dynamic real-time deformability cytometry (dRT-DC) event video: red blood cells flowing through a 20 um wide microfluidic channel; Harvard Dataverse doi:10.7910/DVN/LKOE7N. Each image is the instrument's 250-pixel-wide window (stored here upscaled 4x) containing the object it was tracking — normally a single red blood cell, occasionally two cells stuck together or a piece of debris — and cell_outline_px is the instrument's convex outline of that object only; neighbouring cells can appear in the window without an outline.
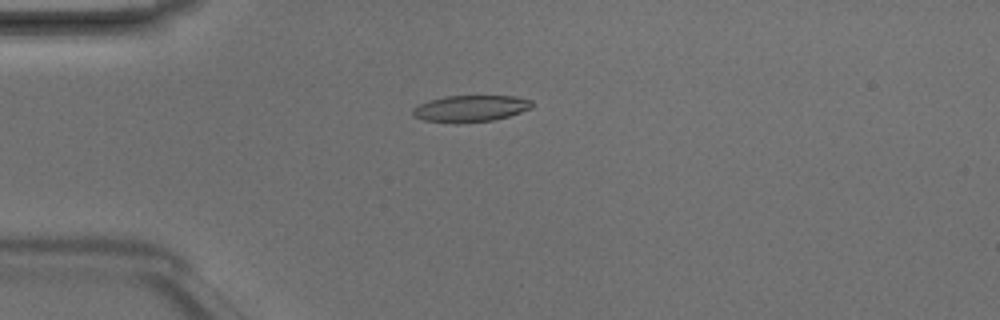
{"species": "Egyptian fruit bat (a non-hibernating species)", "species_latin": "Rousettus aegyptiacus", "temperature_condition": "room temperature", "stored_images_in_passage": 5, "camera_frame_rate_fps": 3000, "um_per_image_px": 0.085, "animal": {"sex": "male"}, "frame": {"image": 1, "passage_image": 4, "time_ms": 1.0, "image_size_px": [1000, 320], "cell_outline_px": [[536, 104], [532, 108], [508, 116], [492, 120], [456, 124], [424, 120], [412, 116], [412, 108], [428, 100], [444, 96], [516, 96], [532, 100]], "centroid_in_image_um": [39.99, 9.22], "position_along_channel_um": 45.0, "area_um2": 18.73}}